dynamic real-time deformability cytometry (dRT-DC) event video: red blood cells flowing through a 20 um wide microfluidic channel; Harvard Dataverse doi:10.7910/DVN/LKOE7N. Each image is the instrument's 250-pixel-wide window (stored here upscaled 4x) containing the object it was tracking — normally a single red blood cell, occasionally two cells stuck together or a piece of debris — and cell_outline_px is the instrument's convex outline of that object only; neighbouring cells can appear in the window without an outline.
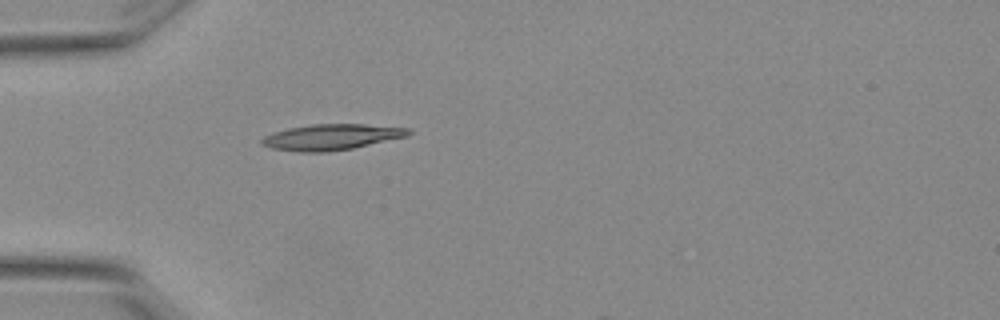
{"species": "Egyptian fruit bat (a non-hibernating species)", "species_latin": "Rousettus aegyptiacus", "temperature_condition": "warm", "stored_images_in_passage": 1, "camera_frame_rate_fps": 3000, "um_per_image_px": 0.085, "animal": {"sex": "female"}, "frame": {"image": 1, "passage_image": 1, "time_ms": 0.0, "image_size_px": [1000, 320], "cell_outline_px": [[412, 132], [408, 136], [352, 148], [324, 152], [300, 152], [272, 148], [260, 144], [260, 140], [264, 136], [272, 132], [288, 128], [312, 124], [364, 124], [408, 128]], "centroid_in_image_um": [28.14, 11.64], "position_along_channel_um": 56.9, "area_um2": 22.02}}